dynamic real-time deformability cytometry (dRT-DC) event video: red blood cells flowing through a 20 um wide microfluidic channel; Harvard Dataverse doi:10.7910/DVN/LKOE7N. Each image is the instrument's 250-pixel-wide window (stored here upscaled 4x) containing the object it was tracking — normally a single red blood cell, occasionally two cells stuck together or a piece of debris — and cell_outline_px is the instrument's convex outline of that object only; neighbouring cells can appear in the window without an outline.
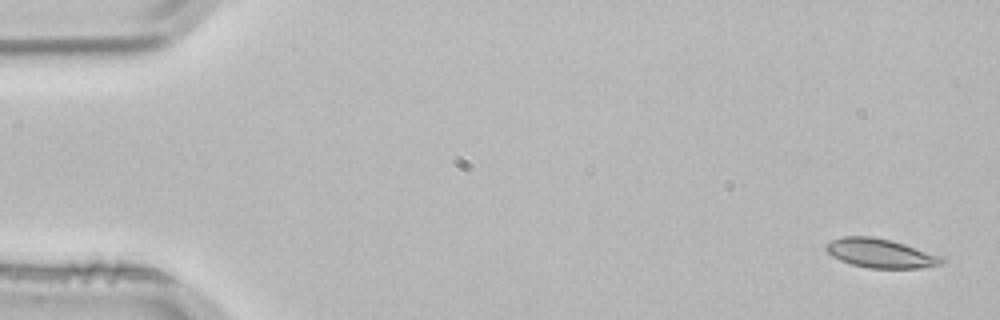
{"species": "common noctule bat (a hibernating species)", "species_latin": "Nyctalus noctula", "temperature_condition": "room temperature", "stored_images_in_passage": 4, "camera_frame_rate_fps": 3000, "um_per_image_px": 0.085, "animal": {"sex": "male", "body_mass_g": 21.5, "forearm_length_mm": 52.0}, "frame": {"image": 1, "passage_image": 1, "time_ms": 0.0, "image_size_px": [1000, 320], "cell_outline_px": [[944, 260], [940, 264], [920, 268], [868, 268], [852, 264], [840, 260], [832, 256], [824, 248], [824, 244], [832, 240], [844, 236], [872, 236], [892, 240], [944, 256]], "centroid_in_image_um": [74.84, 21.52], "position_along_channel_um": 10.2, "area_um2": 19.71}}